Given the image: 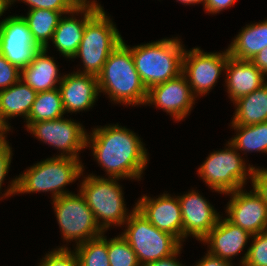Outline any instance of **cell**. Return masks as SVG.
<instances>
[{
  "label": "cell",
  "mask_w": 267,
  "mask_h": 266,
  "mask_svg": "<svg viewBox=\"0 0 267 266\" xmlns=\"http://www.w3.org/2000/svg\"><path fill=\"white\" fill-rule=\"evenodd\" d=\"M86 146L92 148L94 158L109 178L139 180L148 164V154L141 139L118 124L94 128L87 135Z\"/></svg>",
  "instance_id": "cell-1"
},
{
  "label": "cell",
  "mask_w": 267,
  "mask_h": 266,
  "mask_svg": "<svg viewBox=\"0 0 267 266\" xmlns=\"http://www.w3.org/2000/svg\"><path fill=\"white\" fill-rule=\"evenodd\" d=\"M99 91L109 95L115 103L145 104L147 89L142 83L131 50L124 41L110 53L97 75Z\"/></svg>",
  "instance_id": "cell-2"
},
{
  "label": "cell",
  "mask_w": 267,
  "mask_h": 266,
  "mask_svg": "<svg viewBox=\"0 0 267 266\" xmlns=\"http://www.w3.org/2000/svg\"><path fill=\"white\" fill-rule=\"evenodd\" d=\"M79 159L55 156L34 164L19 177L11 181L4 197L16 193H34L50 191L53 199L69 194L64 191L67 184L78 179L83 173Z\"/></svg>",
  "instance_id": "cell-3"
},
{
  "label": "cell",
  "mask_w": 267,
  "mask_h": 266,
  "mask_svg": "<svg viewBox=\"0 0 267 266\" xmlns=\"http://www.w3.org/2000/svg\"><path fill=\"white\" fill-rule=\"evenodd\" d=\"M129 48L135 68L147 90L182 73L185 49L178 38H165Z\"/></svg>",
  "instance_id": "cell-4"
},
{
  "label": "cell",
  "mask_w": 267,
  "mask_h": 266,
  "mask_svg": "<svg viewBox=\"0 0 267 266\" xmlns=\"http://www.w3.org/2000/svg\"><path fill=\"white\" fill-rule=\"evenodd\" d=\"M84 178L79 192L85 197L101 230L105 232L110 225L124 224L130 214L126 211L122 187L117 183L119 178L107 179L92 174Z\"/></svg>",
  "instance_id": "cell-5"
},
{
  "label": "cell",
  "mask_w": 267,
  "mask_h": 266,
  "mask_svg": "<svg viewBox=\"0 0 267 266\" xmlns=\"http://www.w3.org/2000/svg\"><path fill=\"white\" fill-rule=\"evenodd\" d=\"M103 7L86 23L74 58L80 57L85 70L79 73L97 76L110 53L123 41Z\"/></svg>",
  "instance_id": "cell-6"
},
{
  "label": "cell",
  "mask_w": 267,
  "mask_h": 266,
  "mask_svg": "<svg viewBox=\"0 0 267 266\" xmlns=\"http://www.w3.org/2000/svg\"><path fill=\"white\" fill-rule=\"evenodd\" d=\"M121 236L137 255L141 266L175 253L182 244L172 235L152 225L134 206Z\"/></svg>",
  "instance_id": "cell-7"
},
{
  "label": "cell",
  "mask_w": 267,
  "mask_h": 266,
  "mask_svg": "<svg viewBox=\"0 0 267 266\" xmlns=\"http://www.w3.org/2000/svg\"><path fill=\"white\" fill-rule=\"evenodd\" d=\"M228 148L210 153L199 167L198 173L205 183L216 192L230 193L243 188L247 176L252 179L255 167L246 168L238 151L229 143Z\"/></svg>",
  "instance_id": "cell-8"
},
{
  "label": "cell",
  "mask_w": 267,
  "mask_h": 266,
  "mask_svg": "<svg viewBox=\"0 0 267 266\" xmlns=\"http://www.w3.org/2000/svg\"><path fill=\"white\" fill-rule=\"evenodd\" d=\"M52 201L60 230L67 242L75 240L78 246L104 235L81 192L77 195L69 193Z\"/></svg>",
  "instance_id": "cell-9"
},
{
  "label": "cell",
  "mask_w": 267,
  "mask_h": 266,
  "mask_svg": "<svg viewBox=\"0 0 267 266\" xmlns=\"http://www.w3.org/2000/svg\"><path fill=\"white\" fill-rule=\"evenodd\" d=\"M229 51L207 53L200 48L184 52L182 73L186 76L193 95H205L217 82L225 70Z\"/></svg>",
  "instance_id": "cell-10"
},
{
  "label": "cell",
  "mask_w": 267,
  "mask_h": 266,
  "mask_svg": "<svg viewBox=\"0 0 267 266\" xmlns=\"http://www.w3.org/2000/svg\"><path fill=\"white\" fill-rule=\"evenodd\" d=\"M40 49L22 16H9L0 21V54L9 63L22 70Z\"/></svg>",
  "instance_id": "cell-11"
},
{
  "label": "cell",
  "mask_w": 267,
  "mask_h": 266,
  "mask_svg": "<svg viewBox=\"0 0 267 266\" xmlns=\"http://www.w3.org/2000/svg\"><path fill=\"white\" fill-rule=\"evenodd\" d=\"M28 130L39 140L62 150L63 153L58 156L78 159V152L87 147V132L80 123L71 119L62 117L57 120L31 123L27 127Z\"/></svg>",
  "instance_id": "cell-12"
},
{
  "label": "cell",
  "mask_w": 267,
  "mask_h": 266,
  "mask_svg": "<svg viewBox=\"0 0 267 266\" xmlns=\"http://www.w3.org/2000/svg\"><path fill=\"white\" fill-rule=\"evenodd\" d=\"M195 97L186 76L181 73L173 79L150 88L147 91L145 104L153 103L169 113L176 121H181L191 111Z\"/></svg>",
  "instance_id": "cell-13"
},
{
  "label": "cell",
  "mask_w": 267,
  "mask_h": 266,
  "mask_svg": "<svg viewBox=\"0 0 267 266\" xmlns=\"http://www.w3.org/2000/svg\"><path fill=\"white\" fill-rule=\"evenodd\" d=\"M227 194H232L226 210L229 222L251 235L267 230V204L254 189L248 193L241 188Z\"/></svg>",
  "instance_id": "cell-14"
},
{
  "label": "cell",
  "mask_w": 267,
  "mask_h": 266,
  "mask_svg": "<svg viewBox=\"0 0 267 266\" xmlns=\"http://www.w3.org/2000/svg\"><path fill=\"white\" fill-rule=\"evenodd\" d=\"M135 206L152 225L182 242L183 221L178 197L163 194L153 199L145 195Z\"/></svg>",
  "instance_id": "cell-15"
},
{
  "label": "cell",
  "mask_w": 267,
  "mask_h": 266,
  "mask_svg": "<svg viewBox=\"0 0 267 266\" xmlns=\"http://www.w3.org/2000/svg\"><path fill=\"white\" fill-rule=\"evenodd\" d=\"M183 221V239L187 235L202 240L216 225L220 215L198 192L178 196Z\"/></svg>",
  "instance_id": "cell-16"
},
{
  "label": "cell",
  "mask_w": 267,
  "mask_h": 266,
  "mask_svg": "<svg viewBox=\"0 0 267 266\" xmlns=\"http://www.w3.org/2000/svg\"><path fill=\"white\" fill-rule=\"evenodd\" d=\"M58 84L65 113L88 110L100 93L97 76L91 74L75 72L63 75Z\"/></svg>",
  "instance_id": "cell-17"
},
{
  "label": "cell",
  "mask_w": 267,
  "mask_h": 266,
  "mask_svg": "<svg viewBox=\"0 0 267 266\" xmlns=\"http://www.w3.org/2000/svg\"><path fill=\"white\" fill-rule=\"evenodd\" d=\"M251 237L248 231L232 224L226 218H219L214 228L201 241L210 244L208 253L231 261V257L238 255Z\"/></svg>",
  "instance_id": "cell-18"
},
{
  "label": "cell",
  "mask_w": 267,
  "mask_h": 266,
  "mask_svg": "<svg viewBox=\"0 0 267 266\" xmlns=\"http://www.w3.org/2000/svg\"><path fill=\"white\" fill-rule=\"evenodd\" d=\"M225 70L227 92L233 102L267 83L264 78L266 75L251 60H240L229 56Z\"/></svg>",
  "instance_id": "cell-19"
},
{
  "label": "cell",
  "mask_w": 267,
  "mask_h": 266,
  "mask_svg": "<svg viewBox=\"0 0 267 266\" xmlns=\"http://www.w3.org/2000/svg\"><path fill=\"white\" fill-rule=\"evenodd\" d=\"M101 8H83L74 9L70 13L71 17H61L57 28L53 33L51 41L55 44L57 50L66 58H74L79 44L81 43L86 23L100 10ZM75 13H83L82 20L76 19Z\"/></svg>",
  "instance_id": "cell-20"
},
{
  "label": "cell",
  "mask_w": 267,
  "mask_h": 266,
  "mask_svg": "<svg viewBox=\"0 0 267 266\" xmlns=\"http://www.w3.org/2000/svg\"><path fill=\"white\" fill-rule=\"evenodd\" d=\"M46 52L45 48L40 49L32 62L21 70L20 79L37 93L58 88L56 84L63 78L58 75L59 70L54 58L47 56Z\"/></svg>",
  "instance_id": "cell-21"
},
{
  "label": "cell",
  "mask_w": 267,
  "mask_h": 266,
  "mask_svg": "<svg viewBox=\"0 0 267 266\" xmlns=\"http://www.w3.org/2000/svg\"><path fill=\"white\" fill-rule=\"evenodd\" d=\"M37 92L21 79L14 85L0 91V116L6 121L18 115L27 120Z\"/></svg>",
  "instance_id": "cell-22"
},
{
  "label": "cell",
  "mask_w": 267,
  "mask_h": 266,
  "mask_svg": "<svg viewBox=\"0 0 267 266\" xmlns=\"http://www.w3.org/2000/svg\"><path fill=\"white\" fill-rule=\"evenodd\" d=\"M233 103L236 110L232 125L250 126L267 122V83Z\"/></svg>",
  "instance_id": "cell-23"
},
{
  "label": "cell",
  "mask_w": 267,
  "mask_h": 266,
  "mask_svg": "<svg viewBox=\"0 0 267 266\" xmlns=\"http://www.w3.org/2000/svg\"><path fill=\"white\" fill-rule=\"evenodd\" d=\"M267 47V19L247 25L228 47L229 55L240 60H251Z\"/></svg>",
  "instance_id": "cell-24"
},
{
  "label": "cell",
  "mask_w": 267,
  "mask_h": 266,
  "mask_svg": "<svg viewBox=\"0 0 267 266\" xmlns=\"http://www.w3.org/2000/svg\"><path fill=\"white\" fill-rule=\"evenodd\" d=\"M71 12H57L54 10L34 9L29 10L27 16H22L32 33L35 43L41 48L48 50V40L52 39L53 33L58 26L63 14Z\"/></svg>",
  "instance_id": "cell-25"
},
{
  "label": "cell",
  "mask_w": 267,
  "mask_h": 266,
  "mask_svg": "<svg viewBox=\"0 0 267 266\" xmlns=\"http://www.w3.org/2000/svg\"><path fill=\"white\" fill-rule=\"evenodd\" d=\"M63 114H65V111L58 88L38 92L26 120V127L39 121L60 119Z\"/></svg>",
  "instance_id": "cell-26"
},
{
  "label": "cell",
  "mask_w": 267,
  "mask_h": 266,
  "mask_svg": "<svg viewBox=\"0 0 267 266\" xmlns=\"http://www.w3.org/2000/svg\"><path fill=\"white\" fill-rule=\"evenodd\" d=\"M231 126L238 132L229 142L236 150L267 153V122Z\"/></svg>",
  "instance_id": "cell-27"
},
{
  "label": "cell",
  "mask_w": 267,
  "mask_h": 266,
  "mask_svg": "<svg viewBox=\"0 0 267 266\" xmlns=\"http://www.w3.org/2000/svg\"><path fill=\"white\" fill-rule=\"evenodd\" d=\"M74 250L78 266H110L108 240L103 235L79 244Z\"/></svg>",
  "instance_id": "cell-28"
},
{
  "label": "cell",
  "mask_w": 267,
  "mask_h": 266,
  "mask_svg": "<svg viewBox=\"0 0 267 266\" xmlns=\"http://www.w3.org/2000/svg\"><path fill=\"white\" fill-rule=\"evenodd\" d=\"M108 257L110 266H141L137 255L121 235L108 240Z\"/></svg>",
  "instance_id": "cell-29"
},
{
  "label": "cell",
  "mask_w": 267,
  "mask_h": 266,
  "mask_svg": "<svg viewBox=\"0 0 267 266\" xmlns=\"http://www.w3.org/2000/svg\"><path fill=\"white\" fill-rule=\"evenodd\" d=\"M251 246L241 259V266H267V230L252 235Z\"/></svg>",
  "instance_id": "cell-30"
},
{
  "label": "cell",
  "mask_w": 267,
  "mask_h": 266,
  "mask_svg": "<svg viewBox=\"0 0 267 266\" xmlns=\"http://www.w3.org/2000/svg\"><path fill=\"white\" fill-rule=\"evenodd\" d=\"M63 246L46 254L39 266H78V258L74 251Z\"/></svg>",
  "instance_id": "cell-31"
},
{
  "label": "cell",
  "mask_w": 267,
  "mask_h": 266,
  "mask_svg": "<svg viewBox=\"0 0 267 266\" xmlns=\"http://www.w3.org/2000/svg\"><path fill=\"white\" fill-rule=\"evenodd\" d=\"M21 70L9 63L0 54V91L14 85L20 80Z\"/></svg>",
  "instance_id": "cell-32"
},
{
  "label": "cell",
  "mask_w": 267,
  "mask_h": 266,
  "mask_svg": "<svg viewBox=\"0 0 267 266\" xmlns=\"http://www.w3.org/2000/svg\"><path fill=\"white\" fill-rule=\"evenodd\" d=\"M16 0H12V3ZM30 5V10L44 9L54 10L57 12H72L74 8L67 2V0H21Z\"/></svg>",
  "instance_id": "cell-33"
},
{
  "label": "cell",
  "mask_w": 267,
  "mask_h": 266,
  "mask_svg": "<svg viewBox=\"0 0 267 266\" xmlns=\"http://www.w3.org/2000/svg\"><path fill=\"white\" fill-rule=\"evenodd\" d=\"M251 182L255 192L267 204V169L254 168Z\"/></svg>",
  "instance_id": "cell-34"
},
{
  "label": "cell",
  "mask_w": 267,
  "mask_h": 266,
  "mask_svg": "<svg viewBox=\"0 0 267 266\" xmlns=\"http://www.w3.org/2000/svg\"><path fill=\"white\" fill-rule=\"evenodd\" d=\"M12 148L8 142L0 143V189L6 174L8 173L12 157Z\"/></svg>",
  "instance_id": "cell-35"
},
{
  "label": "cell",
  "mask_w": 267,
  "mask_h": 266,
  "mask_svg": "<svg viewBox=\"0 0 267 266\" xmlns=\"http://www.w3.org/2000/svg\"><path fill=\"white\" fill-rule=\"evenodd\" d=\"M236 0H205L204 9L210 14H216L220 11L229 8Z\"/></svg>",
  "instance_id": "cell-36"
},
{
  "label": "cell",
  "mask_w": 267,
  "mask_h": 266,
  "mask_svg": "<svg viewBox=\"0 0 267 266\" xmlns=\"http://www.w3.org/2000/svg\"><path fill=\"white\" fill-rule=\"evenodd\" d=\"M195 266H233L231 261L221 259L213 256L207 252L206 256L202 258Z\"/></svg>",
  "instance_id": "cell-37"
},
{
  "label": "cell",
  "mask_w": 267,
  "mask_h": 266,
  "mask_svg": "<svg viewBox=\"0 0 267 266\" xmlns=\"http://www.w3.org/2000/svg\"><path fill=\"white\" fill-rule=\"evenodd\" d=\"M181 248L182 247H180L172 255H170L168 257H165V258H162V259H159L157 261H153V262L147 263L145 266H182L181 263H179L178 261H176V256L180 253Z\"/></svg>",
  "instance_id": "cell-38"
},
{
  "label": "cell",
  "mask_w": 267,
  "mask_h": 266,
  "mask_svg": "<svg viewBox=\"0 0 267 266\" xmlns=\"http://www.w3.org/2000/svg\"><path fill=\"white\" fill-rule=\"evenodd\" d=\"M251 61L265 75H267V47L256 54Z\"/></svg>",
  "instance_id": "cell-39"
},
{
  "label": "cell",
  "mask_w": 267,
  "mask_h": 266,
  "mask_svg": "<svg viewBox=\"0 0 267 266\" xmlns=\"http://www.w3.org/2000/svg\"><path fill=\"white\" fill-rule=\"evenodd\" d=\"M67 2L74 8V9H83V8H102L101 5L96 3L95 0L92 2L87 0H67Z\"/></svg>",
  "instance_id": "cell-40"
},
{
  "label": "cell",
  "mask_w": 267,
  "mask_h": 266,
  "mask_svg": "<svg viewBox=\"0 0 267 266\" xmlns=\"http://www.w3.org/2000/svg\"><path fill=\"white\" fill-rule=\"evenodd\" d=\"M11 126H8L1 118L0 116V143L1 142H6V136L4 135L7 131L10 130Z\"/></svg>",
  "instance_id": "cell-41"
},
{
  "label": "cell",
  "mask_w": 267,
  "mask_h": 266,
  "mask_svg": "<svg viewBox=\"0 0 267 266\" xmlns=\"http://www.w3.org/2000/svg\"><path fill=\"white\" fill-rule=\"evenodd\" d=\"M12 4V0H0V17L3 15L4 11L8 9L9 5Z\"/></svg>",
  "instance_id": "cell-42"
},
{
  "label": "cell",
  "mask_w": 267,
  "mask_h": 266,
  "mask_svg": "<svg viewBox=\"0 0 267 266\" xmlns=\"http://www.w3.org/2000/svg\"><path fill=\"white\" fill-rule=\"evenodd\" d=\"M177 1H180L181 3H184V4H200L201 2L204 3L205 0H177Z\"/></svg>",
  "instance_id": "cell-43"
}]
</instances>
